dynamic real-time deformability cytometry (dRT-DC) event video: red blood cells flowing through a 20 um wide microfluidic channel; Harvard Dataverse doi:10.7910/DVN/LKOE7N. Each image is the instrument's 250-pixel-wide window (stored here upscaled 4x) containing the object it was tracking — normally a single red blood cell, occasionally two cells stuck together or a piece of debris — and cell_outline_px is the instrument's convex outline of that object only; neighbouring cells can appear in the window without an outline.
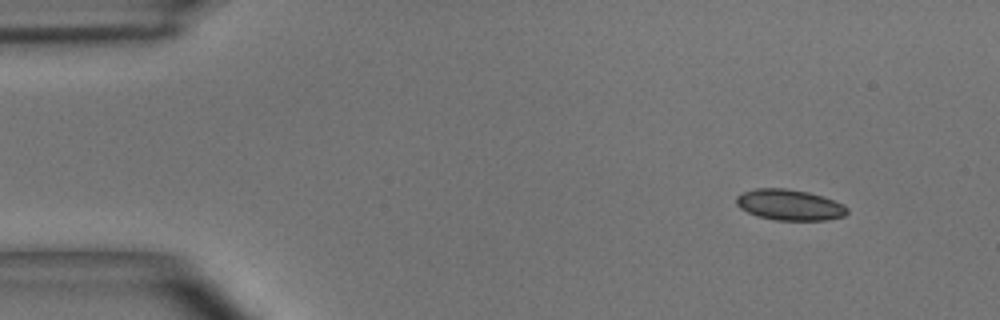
{"species": "common noctule bat (a hibernating species)", "species_latin": "Nyctalus noctula", "temperature_condition": "room temperature", "stored_images_in_passage": 12, "camera_frame_rate_fps": 3000, "um_per_image_px": 0.085, "animal": {"sex": "male", "body_mass_g": 15.6}, "frame": {"image": 1, "passage_image": 1, "time_ms": 0.0, "image_size_px": [1000, 320], "cell_outline_px": [[848, 212], [844, 216], [824, 220], [776, 220], [756, 216], [740, 208], [736, 204], [736, 196], [744, 192], [756, 188], [784, 188], [808, 192], [844, 204], [848, 208]], "centroid_in_image_um": [67.09, 17.42], "position_along_channel_um": 17.9, "area_um2": 19.83}}
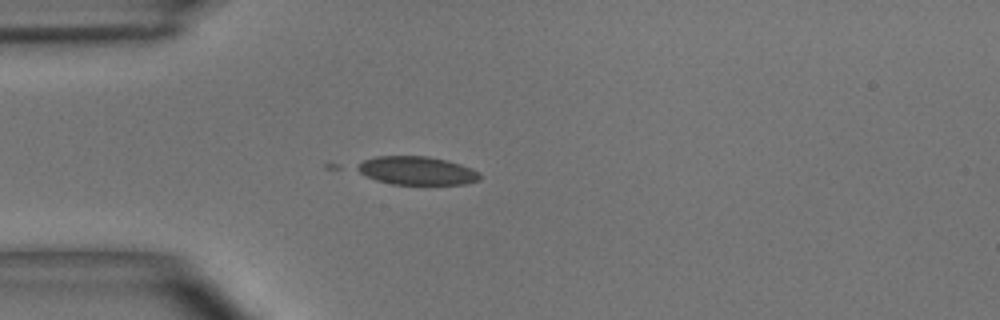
{"frame": {"image": 2, "passage_image": 10, "time_ms": 3.0, "image_size_px": [1000, 320], "cell_outline_px": [[480, 180], [468, 184], [424, 188], [392, 184], [376, 180], [352, 168], [356, 164], [364, 160], [376, 156], [428, 156], [448, 160], [472, 168], [480, 172]], "centroid_in_image_um": [35.48, 14.56], "position_along_channel_um": 49.5, "area_um2": 21.56}}